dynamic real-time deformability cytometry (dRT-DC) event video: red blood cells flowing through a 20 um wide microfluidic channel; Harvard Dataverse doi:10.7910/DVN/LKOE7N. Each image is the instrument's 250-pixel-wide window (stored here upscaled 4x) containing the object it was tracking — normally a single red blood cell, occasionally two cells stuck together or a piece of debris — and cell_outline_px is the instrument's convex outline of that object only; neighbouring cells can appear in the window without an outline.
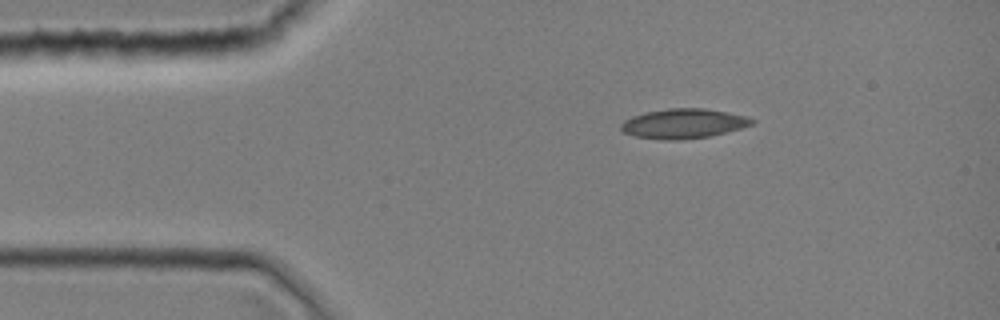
{"species": "common noctule bat (a hibernating species)", "species_latin": "Nyctalus noctula", "temperature_condition": "room temperature", "stored_images_in_passage": 1, "camera_frame_rate_fps": 3000, "um_per_image_px": 0.085, "animal": {"sex": "female", "body_mass_g": 19.0, "forearm_length_mm": 51.5}, "frame": {"image": 1, "passage_image": 1, "time_ms": 0.0, "image_size_px": [1000, 320], "cell_outline_px": [[756, 120], [752, 124], [740, 128], [708, 136], [680, 140], [664, 140], [636, 136], [624, 132], [620, 128], [620, 124], [624, 120], [632, 116], [644, 112], [668, 108], [704, 108], [728, 112], [748, 116]], "centroid_in_image_um": [58.08, 10.49], "position_along_channel_um": 26.9, "area_um2": 22.6}}